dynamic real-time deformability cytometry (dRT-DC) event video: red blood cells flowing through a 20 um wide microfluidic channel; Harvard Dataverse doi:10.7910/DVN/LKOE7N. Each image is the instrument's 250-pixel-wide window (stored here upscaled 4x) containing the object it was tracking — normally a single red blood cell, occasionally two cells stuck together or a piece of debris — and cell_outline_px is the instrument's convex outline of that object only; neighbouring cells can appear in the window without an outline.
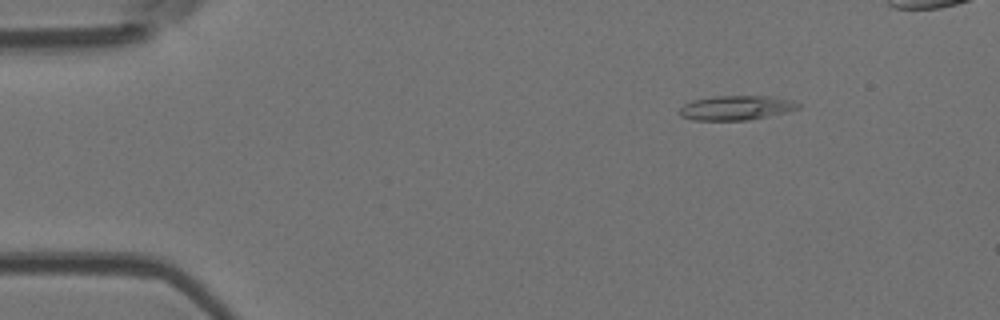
{"species": "Egyptian fruit bat (a non-hibernating species)", "species_latin": "Rousettus aegyptiacus", "temperature_condition": "room temperature", "stored_images_in_passage": 4, "camera_frame_rate_fps": 3000, "um_per_image_px": 0.085, "animal": {"sex": "female"}, "frame": {"image": 1, "passage_image": 1, "time_ms": 0.0, "image_size_px": [1000, 320], "cell_outline_px": [[800, 108], [784, 112], [748, 120], [692, 120], [680, 116], [680, 108], [684, 104], [692, 100], [716, 96], [768, 96], [792, 100], [800, 104]], "centroid_in_image_um": [62.54, 9.16], "position_along_channel_um": 22.5, "area_um2": 16.76}}